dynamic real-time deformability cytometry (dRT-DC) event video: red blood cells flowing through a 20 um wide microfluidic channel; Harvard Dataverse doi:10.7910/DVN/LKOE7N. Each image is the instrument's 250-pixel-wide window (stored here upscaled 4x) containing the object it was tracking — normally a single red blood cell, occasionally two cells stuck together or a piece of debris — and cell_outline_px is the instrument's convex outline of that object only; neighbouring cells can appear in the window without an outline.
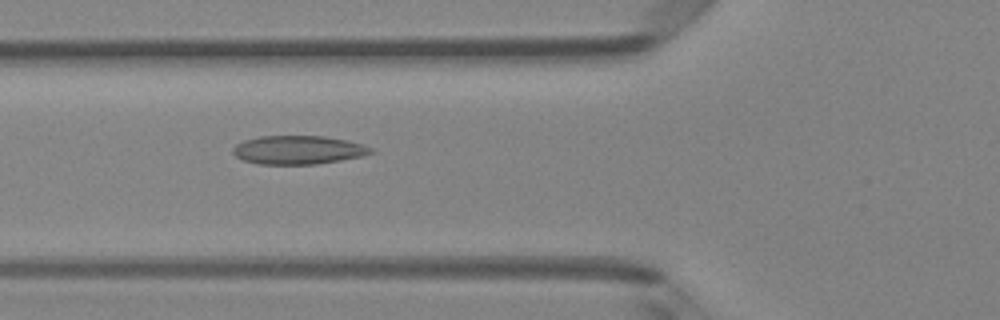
{"species": "Egyptian fruit bat (a non-hibernating species)", "species_latin": "Rousettus aegyptiacus", "temperature_condition": "room temperature", "stored_images_in_passage": 8, "camera_frame_rate_fps": 3000, "um_per_image_px": 0.085, "animal": {"sex": "female"}, "frame": {"image": 1, "passage_image": 7, "time_ms": 2.0, "image_size_px": [1000, 320], "cell_outline_px": [[376, 152], [364, 156], [316, 164], [256, 164], [244, 160], [236, 156], [232, 152], [232, 148], [236, 144], [244, 140], [260, 136], [324, 136], [348, 140], [372, 148]], "centroid_in_image_um": [25.35, 12.74], "position_along_channel_um": 100.4, "area_um2": 23.06}}
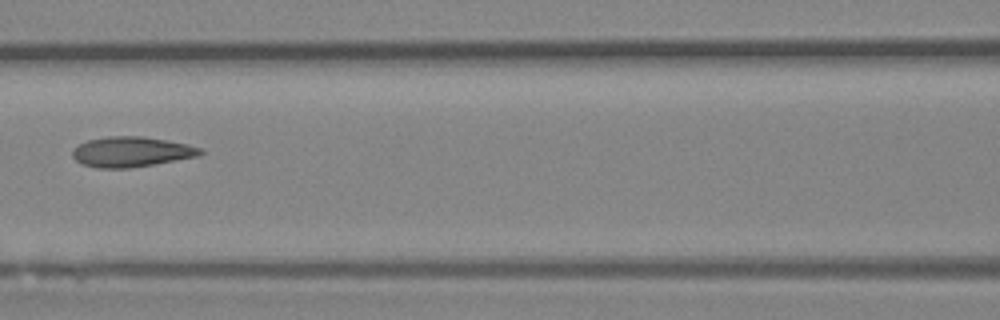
{"frame": {"image": 2, "passage_image": 8, "time_ms": 2.333, "image_size_px": [1000, 320], "cell_outline_px": [[204, 152], [196, 156], [152, 164], [128, 168], [96, 168], [80, 164], [72, 156], [72, 152], [80, 144], [88, 140], [108, 136], [144, 136], [168, 140], [188, 144], [200, 148]], "centroid_in_image_um": [11.14, 12.9], "position_along_channel_um": 155.5, "area_um2": 22.31}}